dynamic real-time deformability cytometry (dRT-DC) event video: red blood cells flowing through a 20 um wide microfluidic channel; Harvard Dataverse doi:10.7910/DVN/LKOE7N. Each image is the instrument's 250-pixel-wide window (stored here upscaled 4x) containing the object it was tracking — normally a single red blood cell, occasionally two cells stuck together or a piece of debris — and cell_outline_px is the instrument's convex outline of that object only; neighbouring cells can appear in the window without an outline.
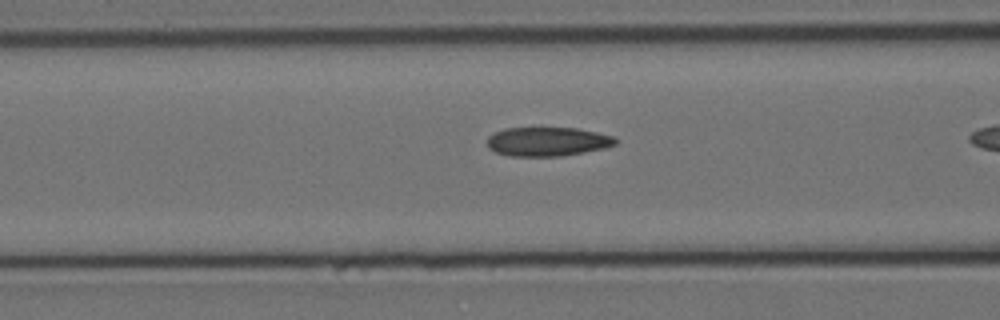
{"species": "Egyptian fruit bat (a non-hibernating species)", "species_latin": "Rousettus aegyptiacus", "temperature_condition": "cold", "stored_images_in_passage": 28, "camera_frame_rate_fps": 3000, "um_per_image_px": 0.085, "animal": {"sex": "female"}, "frame": {"image": 1, "passage_image": 19, "time_ms": 6.0, "image_size_px": [1000, 320], "cell_outline_px": [[616, 144], [604, 148], [584, 152], [560, 156], [508, 156], [496, 152], [488, 148], [488, 136], [504, 128], [576, 128], [616, 136]], "centroid_in_image_um": [46.54, 12.03], "position_along_channel_um": 120.1, "area_um2": 21.68}}
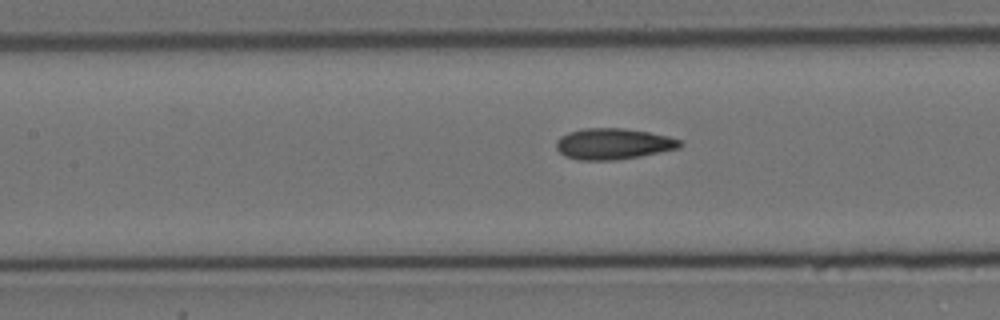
{"frame": {"image": 2, "passage_image": 22, "time_ms": 7.0, "image_size_px": [1000, 320], "cell_outline_px": [[684, 144], [680, 148], [640, 156], [616, 160], [576, 160], [564, 156], [556, 148], [556, 140], [560, 136], [568, 132], [584, 128], [624, 128], [648, 132], [668, 136], [680, 140]], "centroid_in_image_um": [52.11, 12.23], "position_along_channel_um": 155.3, "area_um2": 22.54}}
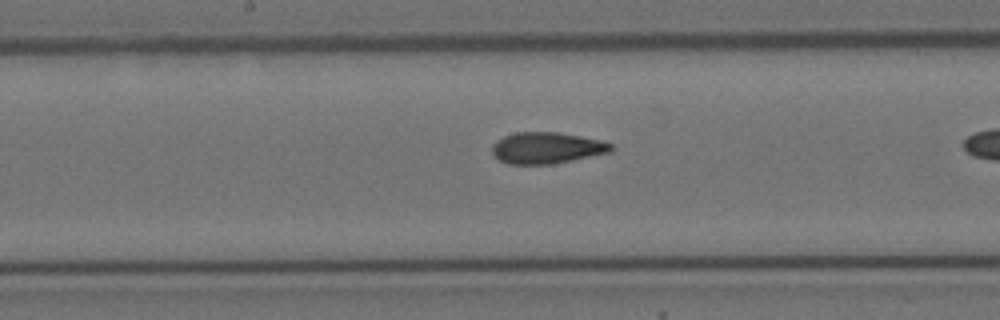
{"frame": {"image": 3, "passage_image": 26, "time_ms": 8.333, "image_size_px": [1000, 320], "cell_outline_px": [[616, 148], [612, 152], [552, 164], [508, 164], [492, 156], [492, 144], [496, 140], [504, 136], [516, 132], [556, 132], [580, 136], [600, 140], [612, 144]], "centroid_in_image_um": [46.47, 12.57], "position_along_channel_um": 201.7, "area_um2": 21.91}}